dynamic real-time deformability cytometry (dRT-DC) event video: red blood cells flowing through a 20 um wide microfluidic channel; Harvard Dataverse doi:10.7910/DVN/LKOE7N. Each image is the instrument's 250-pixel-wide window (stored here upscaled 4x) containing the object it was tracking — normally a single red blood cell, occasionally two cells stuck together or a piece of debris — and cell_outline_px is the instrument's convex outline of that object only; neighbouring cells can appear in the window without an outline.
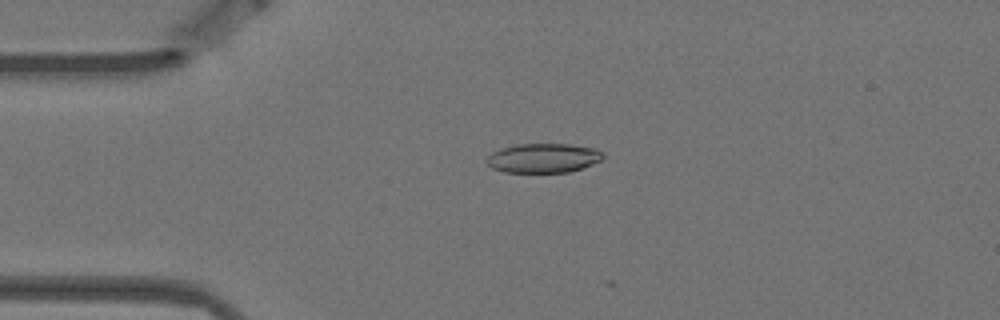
{"species": "Egyptian fruit bat (a non-hibernating species)", "species_latin": "Rousettus aegyptiacus", "temperature_condition": "warm", "stored_images_in_passage": 5, "camera_frame_rate_fps": 3000, "um_per_image_px": 0.085, "animal": {"sex": "female"}, "frame": {"image": 1, "passage_image": 3, "time_ms": 0.667, "image_size_px": [1000, 320], "cell_outline_px": [[604, 156], [600, 160], [580, 168], [568, 172], [504, 172], [492, 168], [488, 164], [488, 156], [492, 152], [500, 148], [516, 144], [568, 144], [596, 148], [604, 152]], "centroid_in_image_um": [46.18, 13.42], "position_along_channel_um": 38.8, "area_um2": 19.77}}